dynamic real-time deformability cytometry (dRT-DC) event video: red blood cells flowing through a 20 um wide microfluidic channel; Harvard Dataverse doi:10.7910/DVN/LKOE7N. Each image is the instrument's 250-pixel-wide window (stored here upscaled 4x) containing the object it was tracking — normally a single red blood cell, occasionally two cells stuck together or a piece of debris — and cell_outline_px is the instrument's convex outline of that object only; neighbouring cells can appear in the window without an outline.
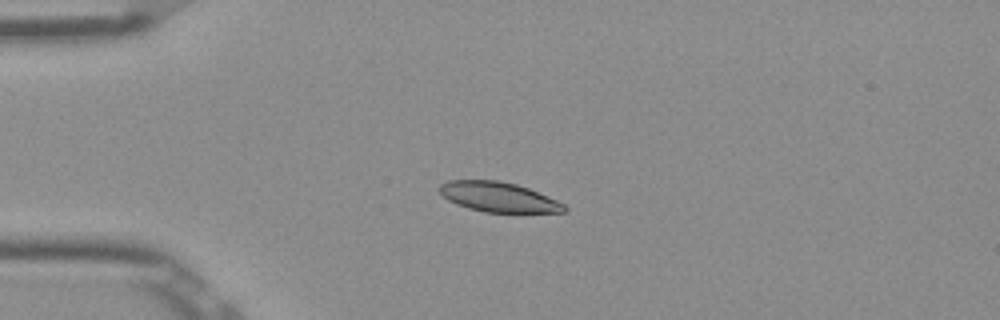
{"species": "Egyptian fruit bat (a non-hibernating species)", "species_latin": "Rousettus aegyptiacus", "temperature_condition": "room temperature", "stored_images_in_passage": 45, "camera_frame_rate_fps": 3000, "um_per_image_px": 0.085, "frame": {"image": 1, "passage_image": 6, "time_ms": 1.667, "image_size_px": [1000, 320], "cell_outline_px": [[568, 208], [564, 212], [484, 212], [468, 208], [456, 204], [448, 200], [436, 188], [440, 184], [448, 180], [500, 180], [516, 184], [528, 188], [556, 200], [564, 204]], "centroid_in_image_um": [42.33, 16.74], "position_along_channel_um": 42.7, "area_um2": 21.68}}
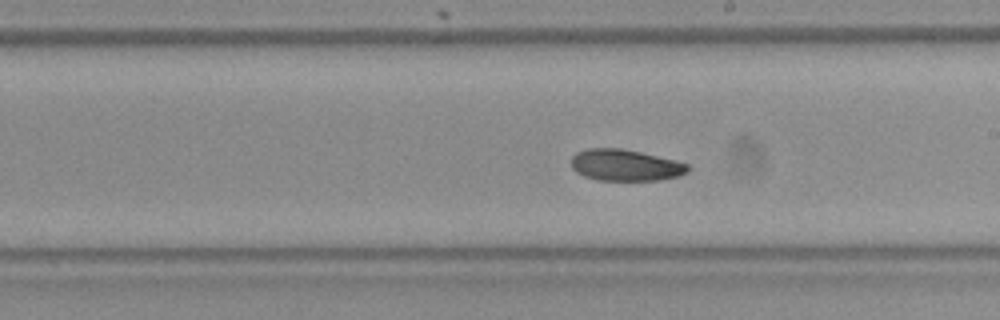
{"frame": {"image": 2, "passage_image": 23, "time_ms": 7.333, "image_size_px": [1000, 320], "cell_outline_px": [[688, 172], [676, 176], [656, 180], [596, 180], [584, 176], [576, 172], [572, 168], [572, 156], [576, 152], [588, 148], [620, 148], [640, 152], [688, 164]], "centroid_in_image_um": [53.09, 14.04], "position_along_channel_um": 235.9, "area_um2": 21.1}}
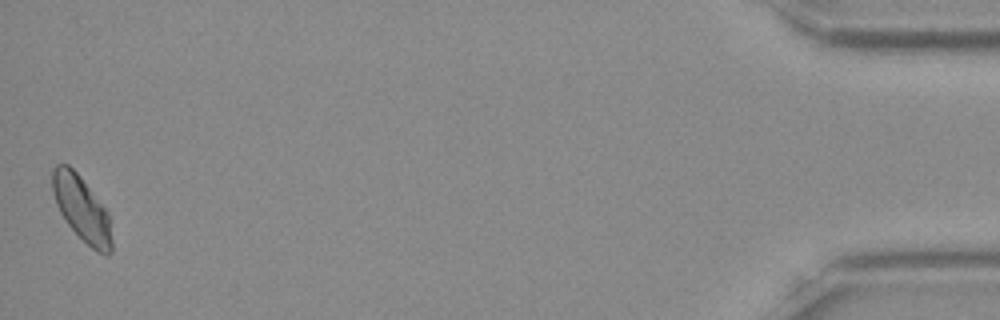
{"frame": {"image": 3, "passage_image": 45, "time_ms": 14.667, "image_size_px": [1000, 320], "cell_outline_px": [[112, 252], [108, 256], [104, 256], [96, 252], [68, 224], [60, 212], [56, 204], [52, 192], [52, 168], [56, 164], [68, 164], [80, 176], [108, 212], [112, 240]], "centroid_in_image_um": [6.95, 17.75], "position_along_channel_um": 428.3, "area_um2": 22.37}, "authors_computed_cell_mechanics": {"area_um2": 21.9062, "velocity_mm_per_s": 3.8615, "shape_relaxation_time_tau1_ms": null, "shape_relaxation_time_tau2_ms": 7.8548, "deformation_change_tau1": null, "deformation_change_tau2": 0.1039}}